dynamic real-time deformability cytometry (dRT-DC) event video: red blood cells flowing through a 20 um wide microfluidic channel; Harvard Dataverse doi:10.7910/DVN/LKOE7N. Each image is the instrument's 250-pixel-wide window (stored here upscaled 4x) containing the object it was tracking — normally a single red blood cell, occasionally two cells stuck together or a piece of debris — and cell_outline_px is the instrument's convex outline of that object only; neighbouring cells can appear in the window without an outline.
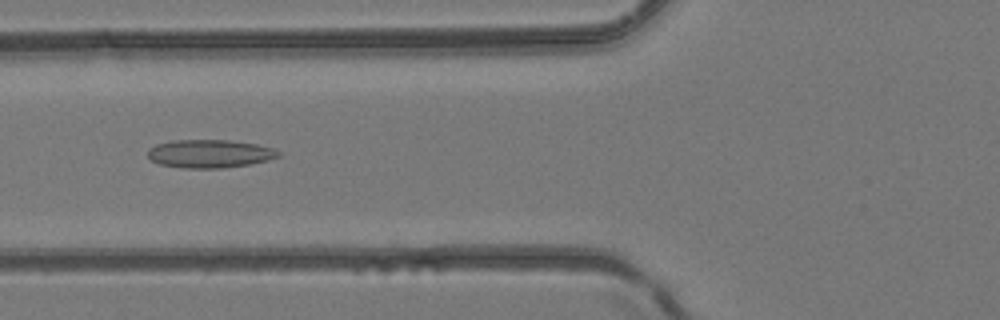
{"species": "common noctule bat (a hibernating species)", "species_latin": "Nyctalus noctula", "temperature_condition": "room temperature", "stored_images_in_passage": 30, "camera_frame_rate_fps": 3000, "um_per_image_px": 0.085, "animal": {"sex": "female", "body_mass_g": 24.6, "forearm_length_mm": 56.2}, "frame": {"image": 1, "passage_image": 5, "time_ms": 1.333, "image_size_px": [1000, 320], "cell_outline_px": [[280, 156], [268, 160], [248, 164], [224, 168], [184, 168], [160, 164], [152, 160], [148, 156], [148, 148], [156, 144], [172, 140], [228, 140], [256, 144], [272, 148], [280, 152]], "centroid_in_image_um": [17.81, 13.06], "position_along_channel_um": 108.0, "area_um2": 21.39}}
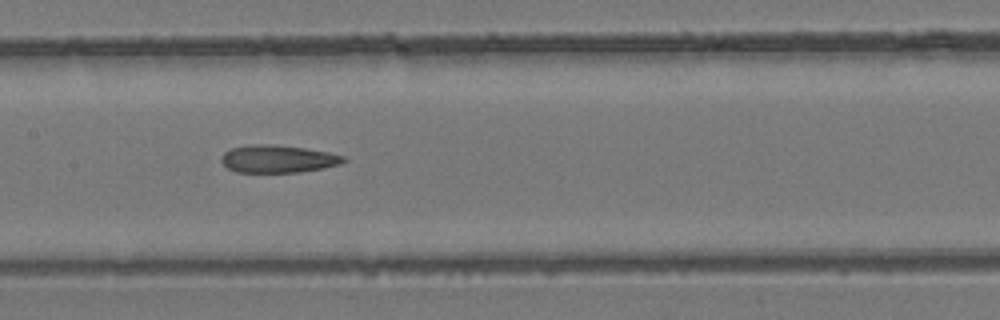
{"frame": {"image": 2, "passage_image": 10, "time_ms": 3.0, "image_size_px": [1000, 320], "cell_outline_px": [[348, 160], [340, 164], [324, 168], [300, 172], [236, 172], [228, 168], [220, 160], [220, 156], [224, 152], [232, 148], [252, 144], [268, 144], [304, 148], [328, 152], [344, 156]], "centroid_in_image_um": [23.62, 13.51], "position_along_channel_um": 183.8, "area_um2": 19.65}}
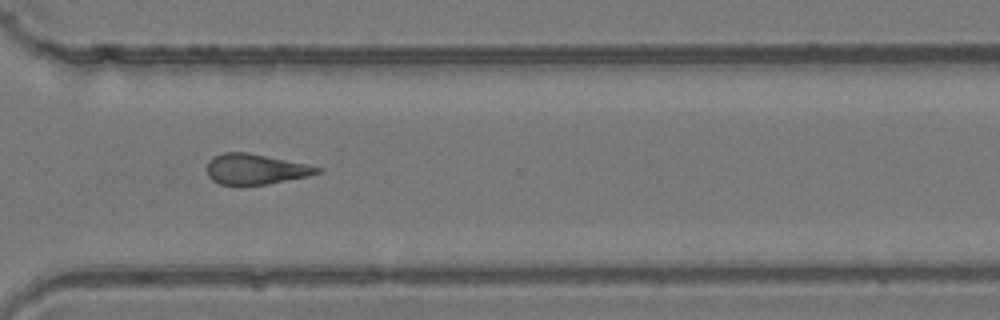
{"frame": {"image": 3, "passage_image": 21, "time_ms": 6.667, "image_size_px": [1000, 320], "cell_outline_px": [[324, 172], [308, 176], [268, 184], [220, 184], [212, 180], [208, 176], [204, 168], [208, 160], [224, 152], [248, 152], [308, 164], [324, 168]], "centroid_in_image_um": [21.73, 14.37], "position_along_channel_um": 348.9, "area_um2": 19.77}}